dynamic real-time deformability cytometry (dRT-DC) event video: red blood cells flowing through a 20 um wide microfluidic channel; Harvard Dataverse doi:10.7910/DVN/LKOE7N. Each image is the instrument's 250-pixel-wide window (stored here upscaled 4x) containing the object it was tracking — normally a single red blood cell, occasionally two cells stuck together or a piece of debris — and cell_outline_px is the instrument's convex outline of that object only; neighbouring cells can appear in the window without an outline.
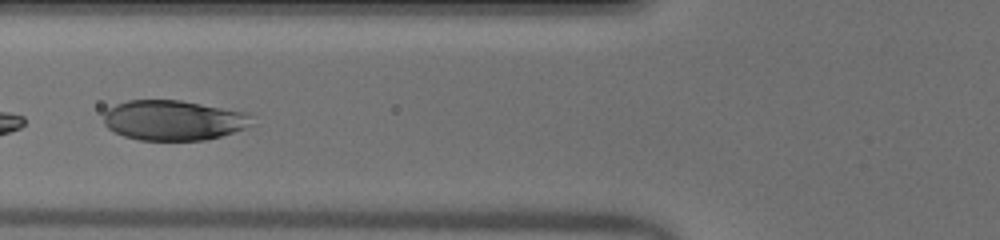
{"species": "human", "species_latin": "Homo sapiens", "temperature_condition": "warm", "stored_images_in_passage": 26, "segment_of_instrument_passage": [2, 2], "camera_frame_rate_fps": 3000, "um_per_image_px": 0.085, "donor": {"sex": "male"}, "frame": {"image": 1, "passage_image": 17, "time_ms": 5.333, "image_size_px": [1000, 240], "cell_outline_px": [[256, 124], [220, 136], [204, 140], [140, 140], [124, 136], [108, 128], [104, 124], [104, 112], [108, 108], [116, 104], [128, 100], [180, 100], [248, 112], [252, 116]], "centroid_in_image_um": [14.77, 10.21], "position_along_channel_um": 111.0, "area_um2": 34.8}}
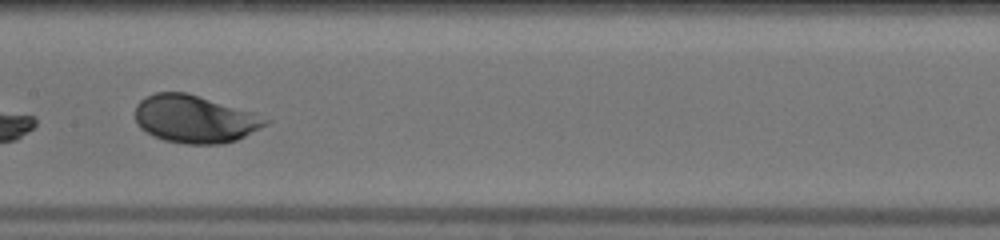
{"frame": {"image": 2, "passage_image": 23, "time_ms": 7.333, "image_size_px": [1000, 240], "cell_outline_px": [[272, 120], [268, 124], [236, 140], [220, 144], [184, 144], [164, 140], [152, 136], [140, 128], [136, 120], [136, 104], [144, 96], [156, 92], [184, 92], [252, 112]], "centroid_in_image_um": [16.52, 10.13], "position_along_channel_um": 190.9, "area_um2": 36.01}}